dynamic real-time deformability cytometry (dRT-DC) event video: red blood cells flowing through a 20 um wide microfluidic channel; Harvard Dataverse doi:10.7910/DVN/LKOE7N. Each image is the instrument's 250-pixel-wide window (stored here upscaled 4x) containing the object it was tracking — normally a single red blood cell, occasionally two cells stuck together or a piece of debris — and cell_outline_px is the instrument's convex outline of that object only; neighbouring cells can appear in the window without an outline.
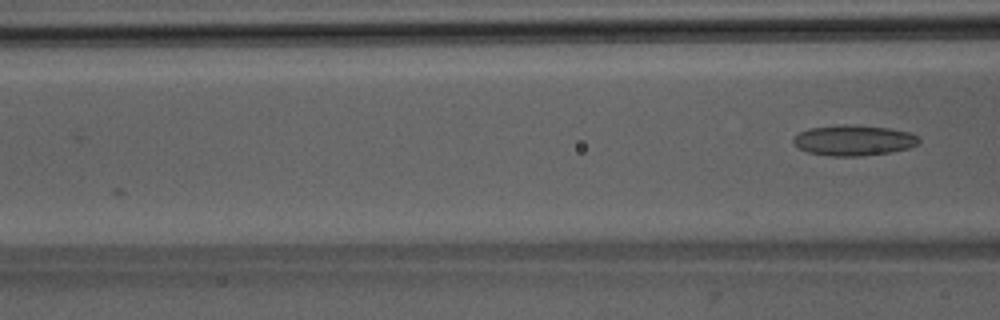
{"species": "Egyptian fruit bat (a non-hibernating species)", "species_latin": "Rousettus aegyptiacus", "temperature_condition": "room temperature", "stored_images_in_passage": 8, "camera_frame_rate_fps": 3000, "um_per_image_px": 0.085, "animal": {"sex": "male"}, "frame": {"image": 1, "passage_image": 8, "time_ms": 8.667, "image_size_px": [1000, 320], "cell_outline_px": [[920, 140], [916, 144], [908, 148], [888, 152], [860, 156], [828, 156], [808, 152], [792, 144], [792, 140], [800, 132], [808, 128], [844, 124], [888, 128], [908, 132], [916, 136]], "centroid_in_image_um": [72.5, 11.93], "position_along_channel_um": 94.1, "area_um2": 22.08}}